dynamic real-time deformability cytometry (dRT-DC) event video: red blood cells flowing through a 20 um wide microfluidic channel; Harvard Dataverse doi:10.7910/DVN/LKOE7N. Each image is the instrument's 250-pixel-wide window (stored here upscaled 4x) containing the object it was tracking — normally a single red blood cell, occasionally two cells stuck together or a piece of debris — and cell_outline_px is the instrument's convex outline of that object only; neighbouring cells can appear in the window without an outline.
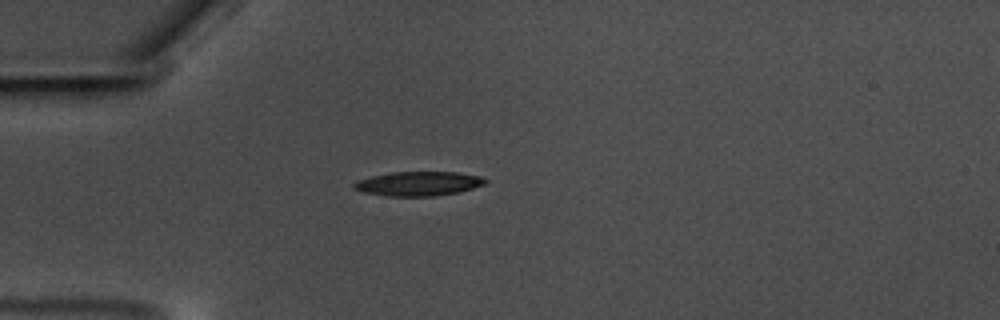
{"species": "common noctule bat (a hibernating species)", "species_latin": "Nyctalus noctula", "temperature_condition": "warm", "stored_images_in_passage": 43, "camera_frame_rate_fps": 3000, "um_per_image_px": 0.085, "animal": {"sex": "male", "body_mass_g": 17.5, "forearm_length_mm": 52.3}, "frame": {"image": 1, "passage_image": 1, "time_ms": 0.0, "image_size_px": [1000, 320], "cell_outline_px": [[488, 180], [484, 184], [472, 188], [456, 192], [432, 196], [388, 196], [364, 192], [352, 188], [352, 184], [356, 180], [372, 176], [392, 172], [456, 172], [480, 176]], "centroid_in_image_um": [35.52, 15.6], "position_along_channel_um": 49.5, "area_um2": 18.44}}
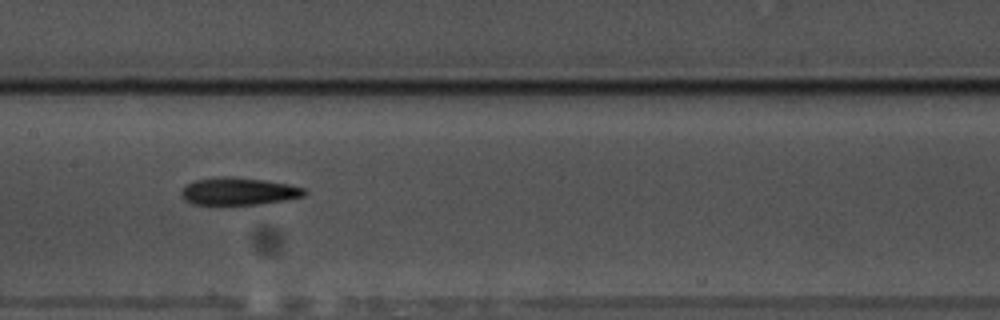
{"frame": {"image": 2, "passage_image": 14, "time_ms": 4.333, "image_size_px": [1000, 320], "cell_outline_px": [[308, 192], [304, 196], [284, 200], [260, 204], [192, 204], [184, 200], [180, 196], [180, 192], [188, 184], [196, 180], [220, 176], [228, 176], [264, 180], [288, 184], [304, 188]], "centroid_in_image_um": [20.28, 16.26], "position_along_channel_um": 187.1, "area_um2": 19.59}}
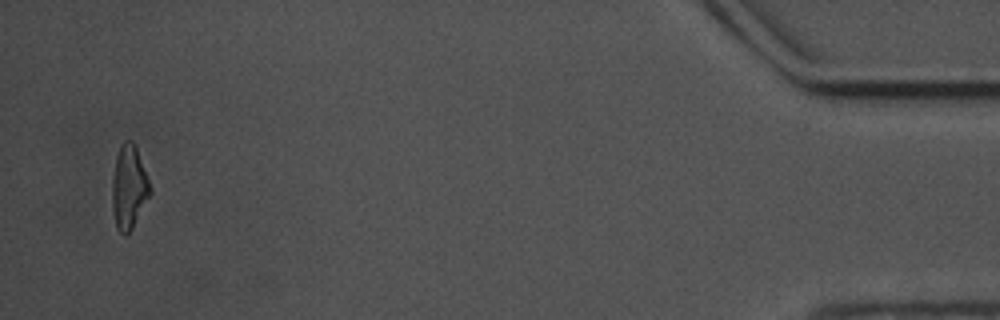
{"frame": {"image": 3, "passage_image": 41, "time_ms": 13.333, "image_size_px": [1000, 320], "cell_outline_px": [[152, 192], [132, 228], [124, 236], [116, 228], [112, 208], [112, 180], [116, 156], [120, 144], [124, 140], [132, 140], [136, 144], [152, 188]], "centroid_in_image_um": [10.96, 15.87], "position_along_channel_um": 424.2, "area_um2": 18.79}, "authors_computed_cell_mechanics": {"area_um2": 19.0162, "velocity_mm_per_s": 3.539, "shape_relaxation_time_tau1_ms": 5.4619, "shape_relaxation_time_tau2_ms": 4.7813, "deformation_change_tau1": 0.1715, "deformation_change_tau2": 0.1658}}